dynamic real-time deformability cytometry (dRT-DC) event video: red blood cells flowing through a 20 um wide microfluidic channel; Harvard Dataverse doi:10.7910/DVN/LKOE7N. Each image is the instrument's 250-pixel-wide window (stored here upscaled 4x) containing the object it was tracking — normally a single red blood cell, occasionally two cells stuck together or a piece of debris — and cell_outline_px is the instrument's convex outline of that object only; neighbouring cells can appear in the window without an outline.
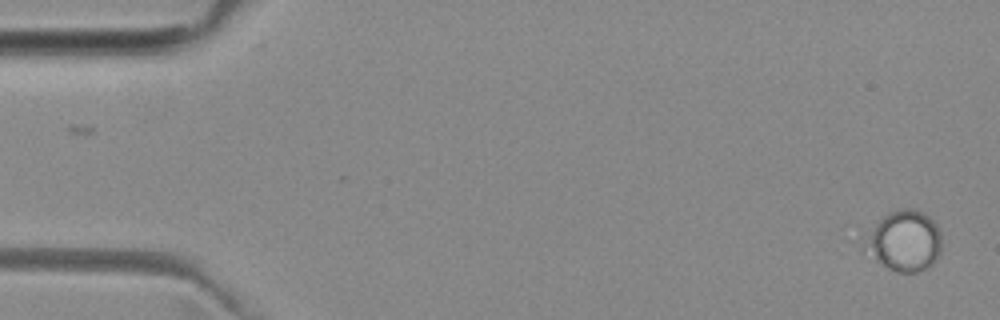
{"species": "common noctule bat (a hibernating species)", "species_latin": "Nyctalus noctula", "temperature_condition": "room temperature", "stored_images_in_passage": 51, "camera_frame_rate_fps": 3000, "um_per_image_px": 0.085, "animal": {"sex": "female", "body_mass_g": 29.2, "forearm_length_mm": 56.3}, "frame": {"image": 1, "passage_image": 1, "time_ms": 0.0, "image_size_px": [1000, 320], "cell_outline_px": [[940, 252], [936, 260], [932, 264], [916, 272], [896, 272], [888, 268], [860, 252], [860, 248], [876, 224], [884, 216], [892, 212], [904, 208], [912, 208], [924, 212], [936, 224], [940, 232]], "centroid_in_image_um": [76.83, 20.5], "position_along_channel_um": 8.2, "area_um2": 27.17}}
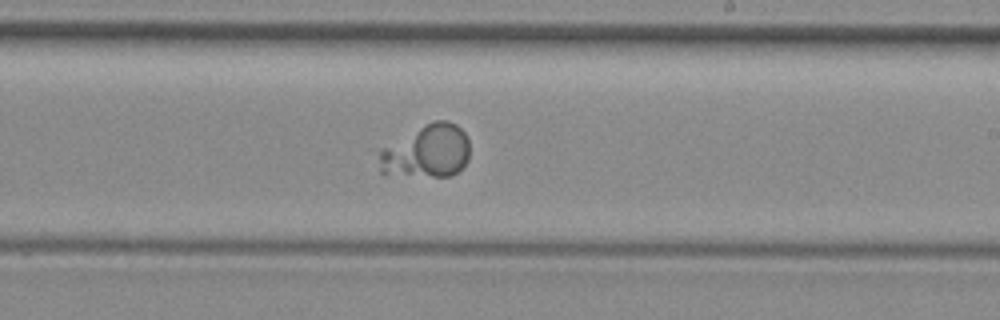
{"frame": {"image": 2, "passage_image": 30, "time_ms": 9.667, "image_size_px": [1000, 320], "cell_outline_px": [[468, 160], [456, 172], [448, 176], [384, 176], [380, 172], [376, 152], [380, 148], [424, 124], [436, 120], [448, 120], [456, 124], [464, 132], [468, 140]], "centroid_in_image_um": [36.18, 12.88], "position_along_channel_um": 252.8, "area_um2": 28.61}}
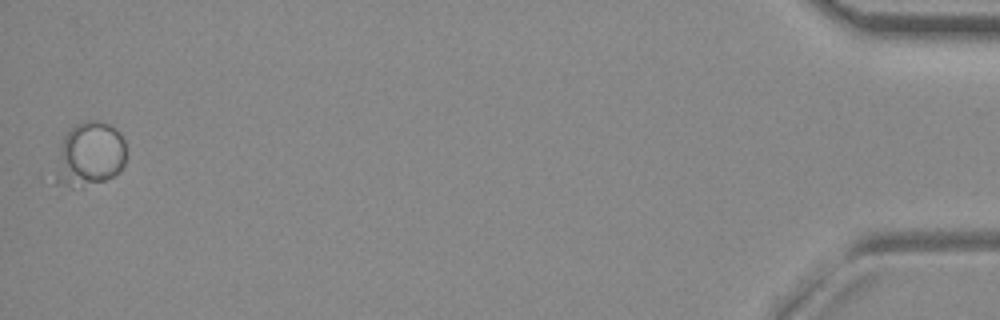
{"frame": {"image": 3, "passage_image": 51, "time_ms": 16.667, "image_size_px": [1000, 320], "cell_outline_px": [[124, 164], [112, 176], [104, 180], [72, 188], [52, 184], [36, 176], [64, 136], [76, 124], [88, 120], [96, 120], [108, 124], [120, 132], [124, 140]], "centroid_in_image_um": [7.24, 13.24], "position_along_channel_um": 428.0, "area_um2": 29.3}}